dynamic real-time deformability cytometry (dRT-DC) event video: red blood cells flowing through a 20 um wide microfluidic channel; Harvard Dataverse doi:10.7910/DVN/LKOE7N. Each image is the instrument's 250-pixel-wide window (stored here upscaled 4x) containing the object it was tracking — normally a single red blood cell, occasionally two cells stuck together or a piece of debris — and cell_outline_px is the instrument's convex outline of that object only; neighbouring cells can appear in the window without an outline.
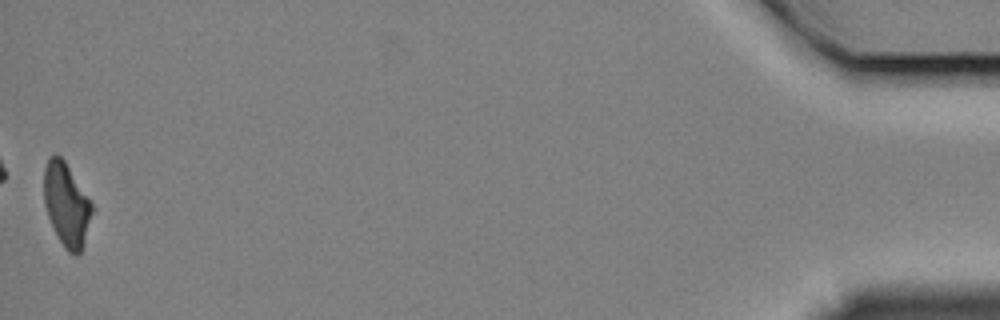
{"species": "Egyptian fruit bat (a non-hibernating species)", "species_latin": "Rousettus aegyptiacus", "temperature_condition": "cold", "stored_images_in_passage": 59, "camera_frame_rate_fps": 3000, "um_per_image_px": 0.085, "animal": {"sex": "female"}, "frame": {"image": 1, "passage_image": 59, "time_ms": 19.333, "image_size_px": [1000, 320], "cell_outline_px": [[96, 208], [84, 244], [80, 252], [76, 256], [68, 252], [64, 248], [48, 216], [44, 204], [44, 168], [48, 160], [56, 152], [64, 160]], "centroid_in_image_um": [5.7, 17.41], "position_along_channel_um": 429.5, "area_um2": 23.58}}